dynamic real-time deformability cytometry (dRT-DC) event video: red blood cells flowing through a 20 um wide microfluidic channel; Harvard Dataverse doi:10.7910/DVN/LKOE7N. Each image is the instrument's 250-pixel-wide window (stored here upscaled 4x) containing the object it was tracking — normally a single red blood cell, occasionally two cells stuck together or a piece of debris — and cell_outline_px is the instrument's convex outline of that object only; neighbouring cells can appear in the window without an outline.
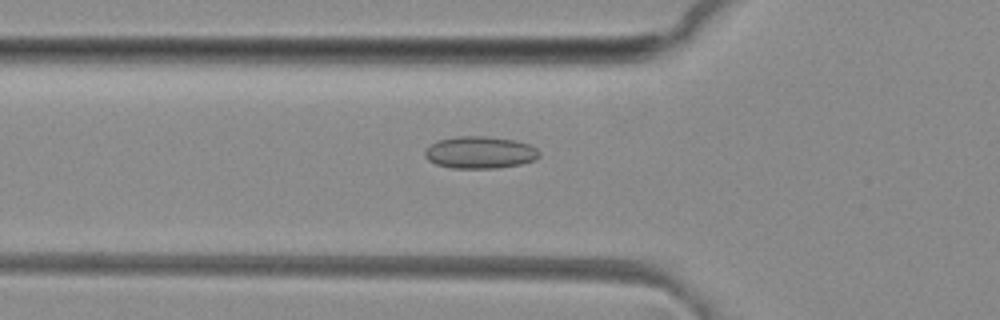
{"species": "common noctule bat (a hibernating species)", "species_latin": "Nyctalus noctula", "temperature_condition": "room temperature", "stored_images_in_passage": 50, "camera_frame_rate_fps": 3000, "um_per_image_px": 0.085, "animal": {"sex": "female", "body_mass_g": 29.2, "forearm_length_mm": 56.3}, "frame": {"image": 1, "passage_image": 17, "time_ms": 5.333, "image_size_px": [1000, 320], "cell_outline_px": [[540, 156], [532, 160], [520, 164], [496, 168], [452, 168], [436, 164], [428, 160], [424, 156], [424, 152], [432, 144], [440, 140], [456, 136], [488, 136], [516, 140], [528, 144], [536, 148], [540, 152]], "centroid_in_image_um": [40.8, 12.95], "position_along_channel_um": 85.0, "area_um2": 21.33}}
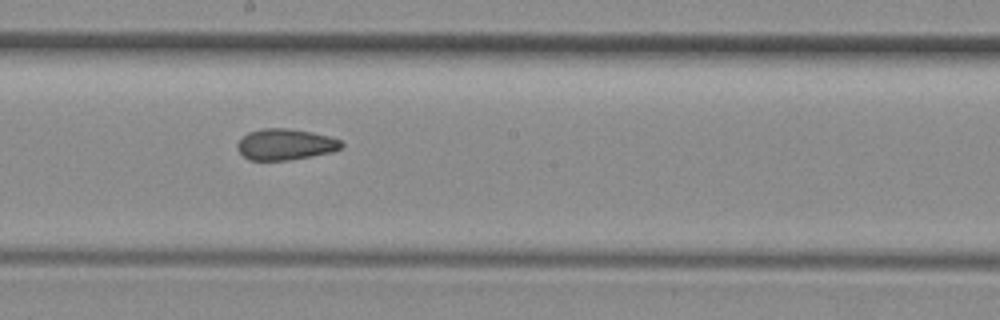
{"frame": {"image": 2, "passage_image": 27, "time_ms": 8.667, "image_size_px": [1000, 320], "cell_outline_px": [[344, 144], [340, 148], [332, 152], [312, 156], [288, 160], [248, 160], [240, 152], [236, 144], [248, 132], [260, 128], [288, 128], [312, 132], [328, 136], [340, 140]], "centroid_in_image_um": [24.25, 12.27], "position_along_channel_um": 224.0, "area_um2": 18.84}}
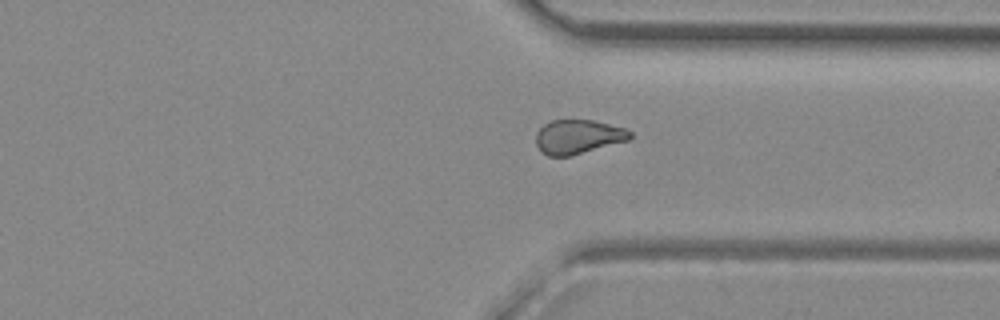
{"frame": {"image": 3, "passage_image": 37, "time_ms": 12.0, "image_size_px": [1000, 320], "cell_outline_px": [[632, 136], [628, 140], [568, 156], [548, 156], [540, 152], [536, 144], [536, 132], [544, 124], [552, 120], [592, 120], [624, 128], [632, 132]], "centroid_in_image_um": [49.09, 11.62], "position_along_channel_um": 362.3, "area_um2": 18.55}, "authors_computed_cell_mechanics": {"area_um2": 19.5942, "velocity_mm_per_s": 4.1434, "shape_relaxation_time_tau1_ms": null, "shape_relaxation_time_tau2_ms": 1.9109, "deformation_change_tau1": null, "deformation_change_tau2": 0.0816}}